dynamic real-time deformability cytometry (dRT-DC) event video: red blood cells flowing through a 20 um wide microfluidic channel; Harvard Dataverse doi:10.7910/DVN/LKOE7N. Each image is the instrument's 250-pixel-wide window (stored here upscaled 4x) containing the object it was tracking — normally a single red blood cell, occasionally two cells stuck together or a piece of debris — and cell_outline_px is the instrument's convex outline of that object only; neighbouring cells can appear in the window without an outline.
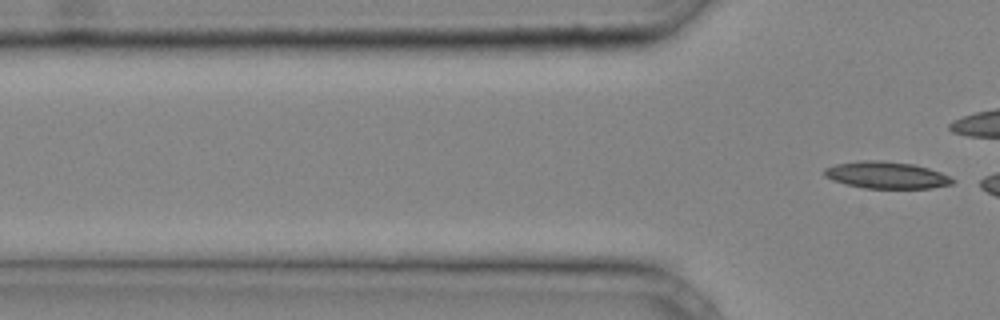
{"species": "common noctule bat (a hibernating species)", "species_latin": "Nyctalus noctula", "temperature_condition": "cold", "stored_images_in_passage": 3, "camera_frame_rate_fps": 3000, "um_per_image_px": 0.085, "animal": {"sex": "male", "body_mass_g": 20.4}, "frame": {"image": 1, "passage_image": 3, "time_ms": 0.667, "image_size_px": [1000, 320], "cell_outline_px": [[956, 180], [952, 184], [932, 188], [864, 188], [844, 184], [832, 180], [824, 176], [824, 168], [836, 164], [860, 160], [880, 160], [912, 164], [928, 168], [940, 172]], "centroid_in_image_um": [75.32, 14.88], "position_along_channel_um": 50.5, "area_um2": 20.11}}